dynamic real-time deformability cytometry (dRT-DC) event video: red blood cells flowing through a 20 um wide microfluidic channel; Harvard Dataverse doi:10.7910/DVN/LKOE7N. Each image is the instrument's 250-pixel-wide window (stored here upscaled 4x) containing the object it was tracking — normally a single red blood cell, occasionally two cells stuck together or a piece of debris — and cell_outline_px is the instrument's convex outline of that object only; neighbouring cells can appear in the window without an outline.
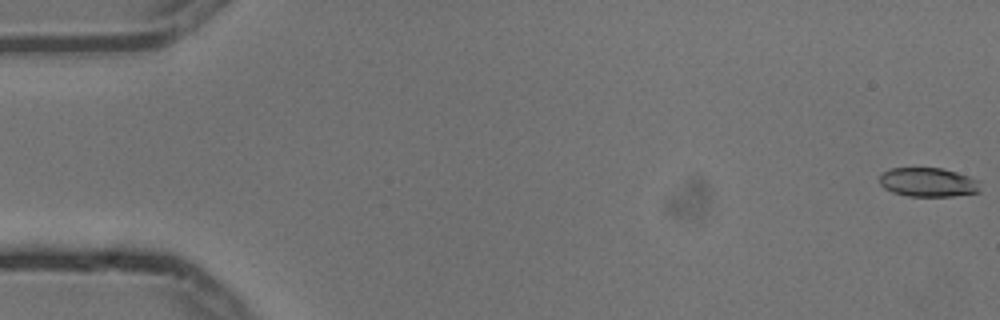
{"species": "common noctule bat (a hibernating species)", "species_latin": "Nyctalus noctula", "temperature_condition": "cold", "stored_images_in_passage": 5, "camera_frame_rate_fps": 3000, "um_per_image_px": 0.085, "animal": {"sex": "male", "body_mass_g": 13.3}, "frame": {"image": 1, "passage_image": 1, "time_ms": 0.0, "image_size_px": [1000, 320], "cell_outline_px": [[980, 192], [956, 196], [908, 196], [892, 192], [884, 188], [880, 184], [880, 176], [884, 172], [892, 168], [940, 168], [956, 172], [980, 180]], "centroid_in_image_um": [78.92, 15.5], "position_along_channel_um": 6.1, "area_um2": 17.11}}
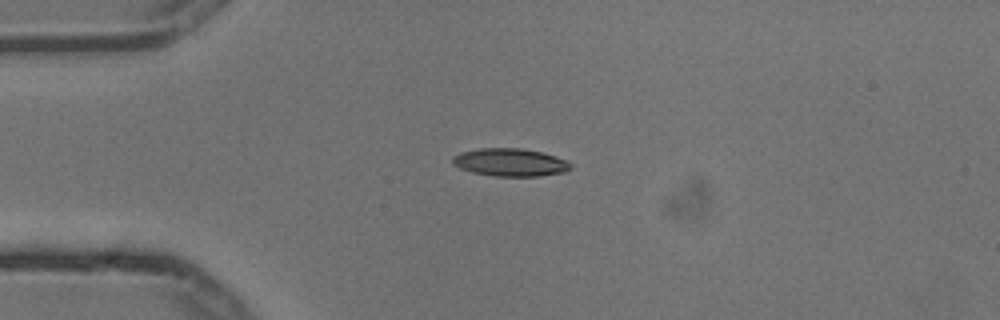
{"frame": {"image": 2, "passage_image": 4, "time_ms": 1.0, "image_size_px": [1000, 320], "cell_outline_px": [[572, 168], [564, 172], [540, 176], [492, 176], [472, 172], [460, 168], [452, 164], [452, 156], [460, 152], [480, 148], [520, 148], [540, 152], [556, 156], [572, 164]], "centroid_in_image_um": [43.34, 13.8], "position_along_channel_um": 41.7, "area_um2": 19.19}}